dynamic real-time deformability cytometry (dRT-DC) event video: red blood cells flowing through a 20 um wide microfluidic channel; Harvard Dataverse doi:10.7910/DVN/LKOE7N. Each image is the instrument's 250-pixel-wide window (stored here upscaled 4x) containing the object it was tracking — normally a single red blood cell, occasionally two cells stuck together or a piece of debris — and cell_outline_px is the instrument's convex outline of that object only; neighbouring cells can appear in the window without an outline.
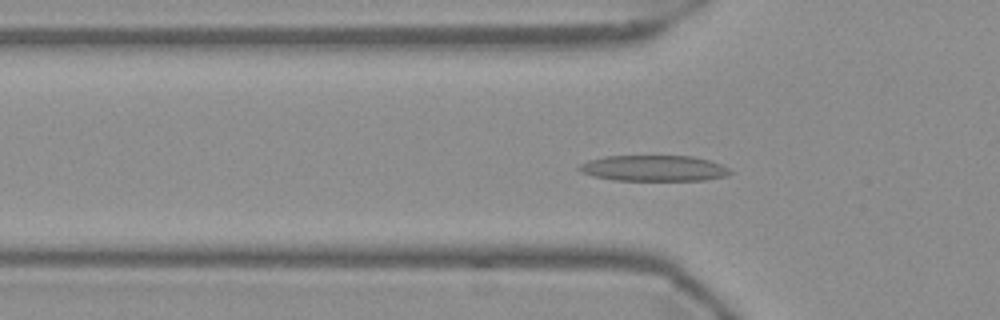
{"species": "Egyptian fruit bat (a non-hibernating species)", "species_latin": "Rousettus aegyptiacus", "temperature_condition": "warm", "stored_images_in_passage": 39, "camera_frame_rate_fps": 3000, "um_per_image_px": 0.085, "frame": {"image": 1, "passage_image": 2, "time_ms": 0.333, "image_size_px": [1000, 320], "cell_outline_px": [[732, 172], [728, 176], [704, 180], [612, 180], [592, 176], [580, 172], [576, 168], [580, 164], [588, 160], [604, 156], [692, 156], [708, 160], [720, 164], [728, 168]], "centroid_in_image_um": [55.53, 14.3], "position_along_channel_um": 70.3, "area_um2": 22.83}}
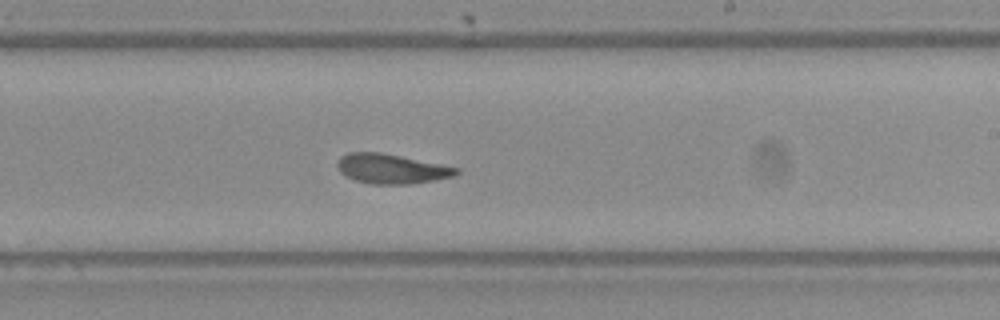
{"frame": {"image": 2, "passage_image": 17, "time_ms": 5.333, "image_size_px": [1000, 320], "cell_outline_px": [[460, 172], [456, 176], [412, 184], [372, 184], [356, 180], [340, 172], [336, 164], [336, 160], [340, 156], [348, 152], [380, 152], [460, 168]], "centroid_in_image_um": [33.27, 14.34], "position_along_channel_um": 255.7, "area_um2": 20.58}}
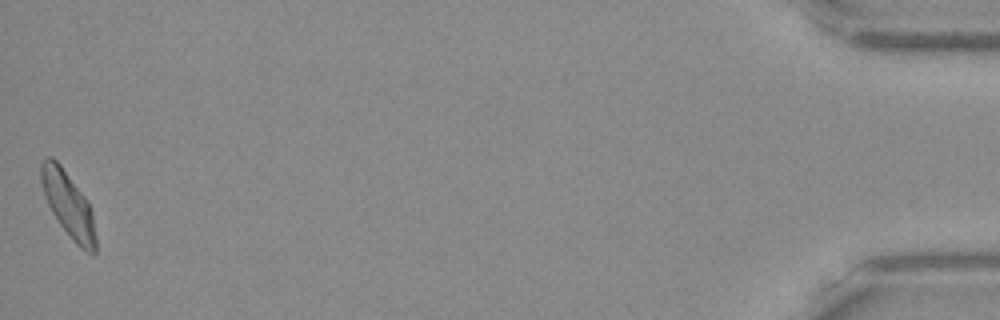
{"frame": {"image": 3, "passage_image": 39, "time_ms": 12.667, "image_size_px": [1000, 320], "cell_outline_px": [[96, 252], [88, 252], [80, 248], [72, 240], [56, 220], [48, 204], [40, 180], [40, 164], [48, 156], [52, 156], [60, 164], [84, 196], [92, 212], [96, 236]], "centroid_in_image_um": [5.79, 17.39], "position_along_channel_um": 429.4, "area_um2": 20.58}, "authors_computed_cell_mechanics": {"area_um2": 20.5768, "velocity_mm_per_s": 3.6946, "shape_relaxation_time_tau1_ms": 4.371, "shape_relaxation_time_tau2_ms": 2.2305, "deformation_change_tau1": 0.1458, "deformation_change_tau2": 0.0859}}